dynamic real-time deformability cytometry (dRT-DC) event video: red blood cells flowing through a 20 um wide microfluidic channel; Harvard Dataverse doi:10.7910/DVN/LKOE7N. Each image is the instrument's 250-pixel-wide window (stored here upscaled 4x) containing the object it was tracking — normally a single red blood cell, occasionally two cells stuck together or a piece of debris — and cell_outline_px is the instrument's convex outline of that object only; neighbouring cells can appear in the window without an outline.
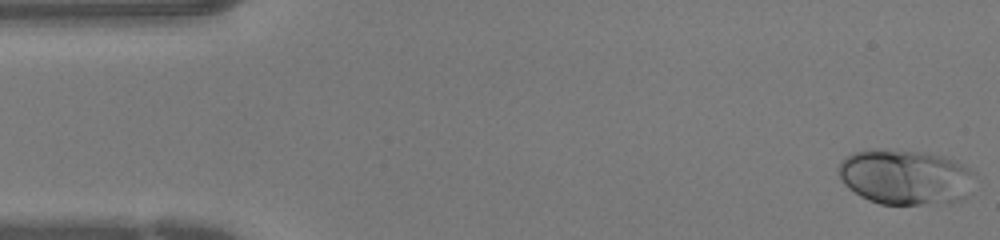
{"species": "human", "species_latin": "Homo sapiens", "temperature_condition": "warm", "stored_images_in_passage": 44, "camera_frame_rate_fps": 3000, "um_per_image_px": 0.085, "donor": {"sex": "female"}, "frame": {"image": 1, "passage_image": 1, "time_ms": 0.0, "image_size_px": [1000, 240], "cell_outline_px": [[968, 196], [964, 200], [948, 204], [880, 204], [868, 200], [860, 196], [848, 188], [844, 184], [840, 176], [840, 164], [844, 156], [852, 152], [876, 148], [928, 152], [944, 156], [956, 160], [968, 168]], "centroid_in_image_um": [76.9, 15.04], "position_along_channel_um": 8.1, "area_um2": 43.87}}
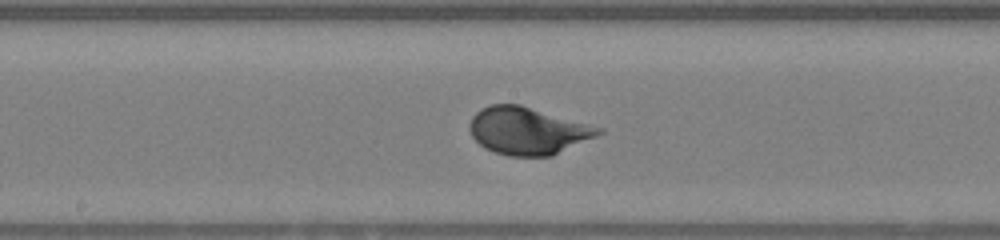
{"frame": {"image": 2, "passage_image": 22, "time_ms": 7.0, "image_size_px": [1000, 240], "cell_outline_px": [[604, 132], [596, 136], [552, 156], [508, 156], [492, 152], [484, 148], [472, 136], [468, 128], [468, 124], [472, 116], [480, 108], [492, 104], [520, 104], [604, 128]], "centroid_in_image_um": [44.83, 11.11], "position_along_channel_um": 203.4, "area_um2": 35.78}}
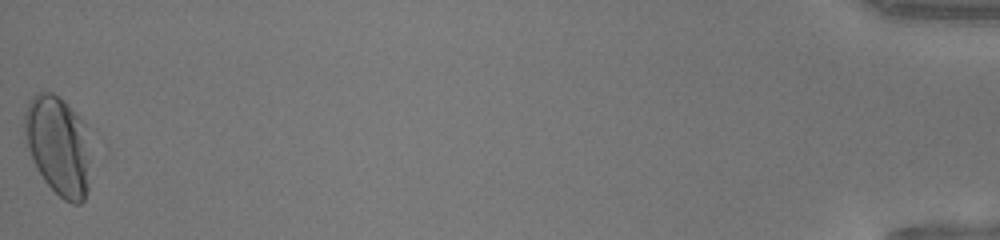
{"frame": {"image": 3, "passage_image": 44, "time_ms": 14.333, "image_size_px": [1000, 240], "cell_outline_px": [[88, 188], [84, 200], [80, 204], [72, 204], [64, 200], [44, 180], [32, 160], [28, 148], [24, 132], [24, 112], [28, 100], [36, 92], [52, 92], [88, 124]], "centroid_in_image_um": [4.94, 12.35], "position_along_channel_um": 430.3, "area_um2": 38.26}}